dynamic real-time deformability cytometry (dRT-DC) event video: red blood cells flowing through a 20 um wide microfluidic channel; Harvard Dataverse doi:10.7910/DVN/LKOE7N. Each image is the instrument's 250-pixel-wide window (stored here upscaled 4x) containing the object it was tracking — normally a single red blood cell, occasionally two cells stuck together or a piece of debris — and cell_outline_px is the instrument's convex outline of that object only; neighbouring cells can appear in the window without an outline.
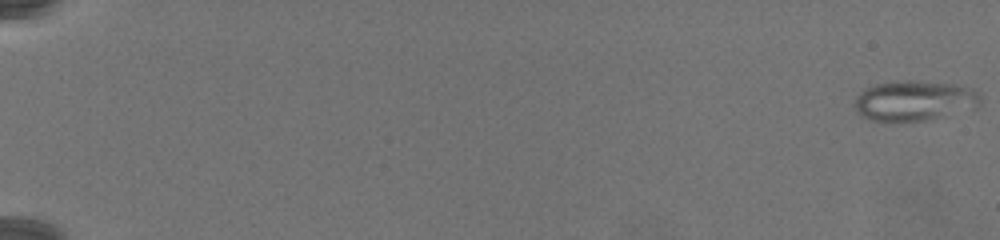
{"species": "common noctule bat (a hibernating species)", "species_latin": "Nyctalus noctula", "temperature_condition": "warm", "stored_images_in_passage": 79, "camera_frame_rate_fps": 3000, "um_per_image_px": 0.085, "animal": {"sex": "female", "body_mass_g": 19.5, "forearm_length_mm": 54.1}, "frame": {"image": 1, "passage_image": 1, "time_ms": 0.0, "image_size_px": [1000, 240], "cell_outline_px": [[980, 104], [976, 108], [928, 120], [908, 124], [868, 120], [860, 116], [852, 104], [856, 96], [864, 88], [876, 84], [904, 80], [916, 80], [952, 84], [972, 88], [980, 92]], "centroid_in_image_um": [77.68, 8.59], "position_along_channel_um": 7.3, "area_um2": 30.52}}
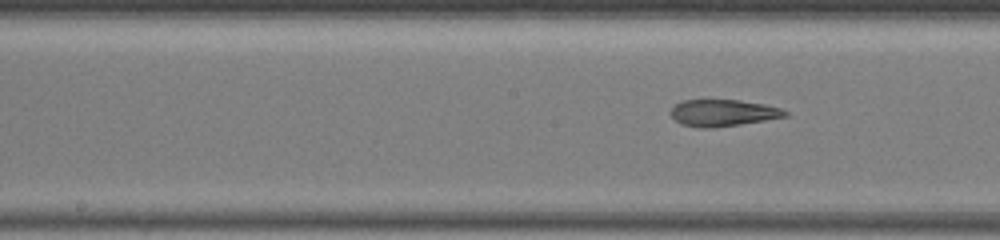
{"frame": {"image": 2, "passage_image": 44, "time_ms": 14.333, "image_size_px": [1000, 240], "cell_outline_px": [[788, 116], [740, 124], [712, 128], [696, 128], [680, 124], [668, 112], [680, 100], [740, 100], [764, 104], [780, 108], [788, 112]], "centroid_in_image_um": [61.41, 9.6], "position_along_channel_um": 186.8, "area_um2": 17.86}}
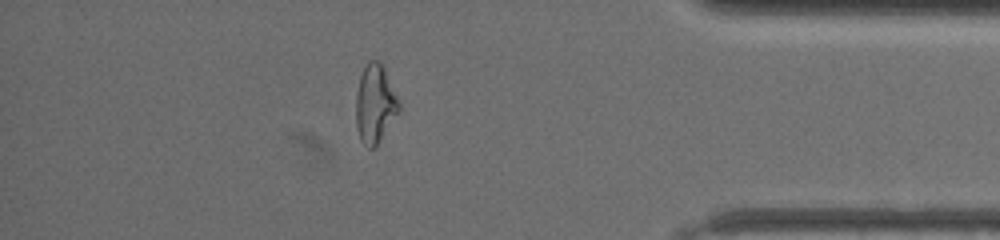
{"frame": {"image": 3, "passage_image": 70, "time_ms": 23.0, "image_size_px": [1000, 240], "cell_outline_px": [[400, 108], [376, 148], [368, 148], [360, 140], [356, 128], [356, 96], [360, 76], [368, 60], [380, 60], [400, 100]], "centroid_in_image_um": [31.88, 8.83], "position_along_channel_um": 403.3, "area_um2": 19.77}}